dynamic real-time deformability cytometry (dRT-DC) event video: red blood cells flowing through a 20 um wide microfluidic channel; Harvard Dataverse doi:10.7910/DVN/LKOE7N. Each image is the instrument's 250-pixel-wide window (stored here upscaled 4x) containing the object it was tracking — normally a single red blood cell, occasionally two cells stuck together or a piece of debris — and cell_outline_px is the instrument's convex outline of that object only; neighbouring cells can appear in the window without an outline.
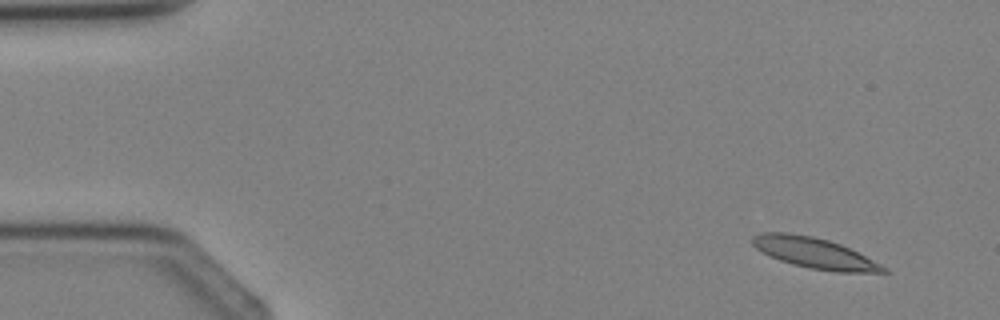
{"species": "Egyptian fruit bat (a non-hibernating species)", "species_latin": "Rousettus aegyptiacus", "temperature_condition": "cold", "stored_images_in_passage": 3, "camera_frame_rate_fps": 3000, "um_per_image_px": 0.085, "animal": {"sex": "female"}, "frame": {"image": 1, "passage_image": 1, "time_ms": 0.0, "image_size_px": [1000, 320], "cell_outline_px": [[892, 272], [836, 272], [812, 268], [792, 264], [780, 260], [756, 248], [752, 244], [752, 236], [760, 232], [788, 232], [812, 236], [828, 240], [840, 244], [888, 268]], "centroid_in_image_um": [69.21, 21.49], "position_along_channel_um": 15.8, "area_um2": 23.06}}
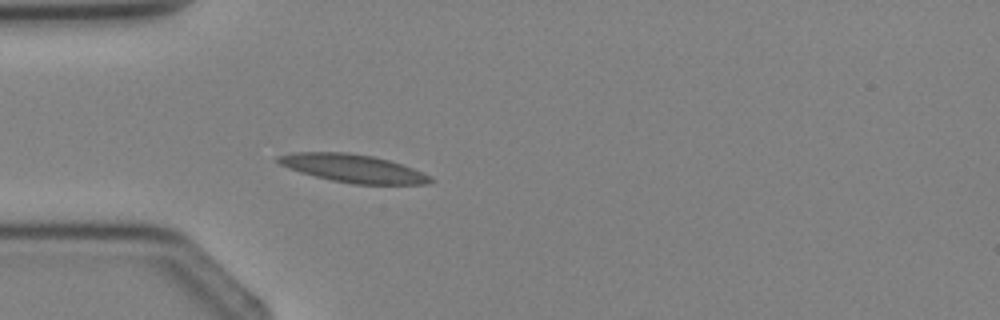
{"frame": {"image": 2, "passage_image": 3, "time_ms": 2.667, "image_size_px": [1000, 320], "cell_outline_px": [[436, 180], [428, 184], [352, 184], [332, 180], [300, 172], [288, 168], [280, 164], [276, 160], [276, 156], [292, 152], [348, 152], [372, 156], [388, 160], [412, 168], [432, 176]], "centroid_in_image_um": [30.01, 14.31], "position_along_channel_um": 55.0, "area_um2": 24.85}}